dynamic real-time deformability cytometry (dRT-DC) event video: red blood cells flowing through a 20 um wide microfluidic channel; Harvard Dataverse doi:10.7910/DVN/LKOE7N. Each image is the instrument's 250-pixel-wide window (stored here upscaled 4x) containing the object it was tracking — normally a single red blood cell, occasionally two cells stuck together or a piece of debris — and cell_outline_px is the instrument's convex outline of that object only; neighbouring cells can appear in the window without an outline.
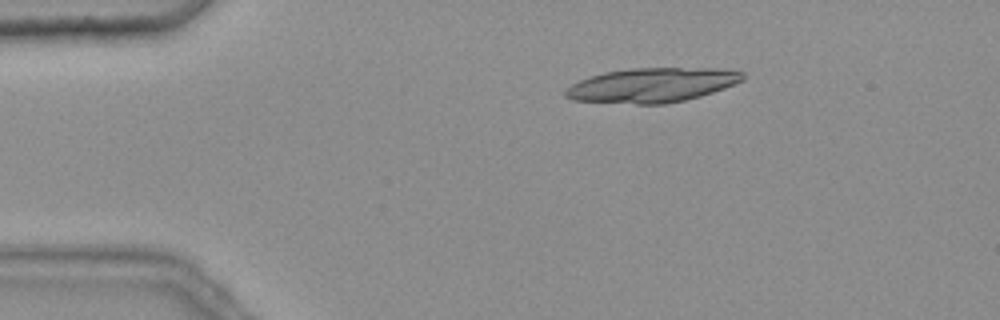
{"species": "common noctule bat (a hibernating species)", "species_latin": "Nyctalus noctula", "temperature_condition": "warm", "stored_images_in_passage": 6, "camera_frame_rate_fps": 3000, "um_per_image_px": 0.085, "animal": {"sex": "female", "body_mass_g": 25.1}, "frame": {"image": 1, "passage_image": 1, "time_ms": 0.0, "image_size_px": [1000, 320], "cell_outline_px": [[744, 80], [724, 88], [700, 96], [684, 100], [664, 104], [636, 104], [572, 100], [564, 96], [564, 92], [572, 84], [580, 80], [604, 72], [632, 68], [720, 68], [744, 72]], "centroid_in_image_um": [55.44, 7.23], "position_along_channel_um": 29.6, "area_um2": 35.49}}